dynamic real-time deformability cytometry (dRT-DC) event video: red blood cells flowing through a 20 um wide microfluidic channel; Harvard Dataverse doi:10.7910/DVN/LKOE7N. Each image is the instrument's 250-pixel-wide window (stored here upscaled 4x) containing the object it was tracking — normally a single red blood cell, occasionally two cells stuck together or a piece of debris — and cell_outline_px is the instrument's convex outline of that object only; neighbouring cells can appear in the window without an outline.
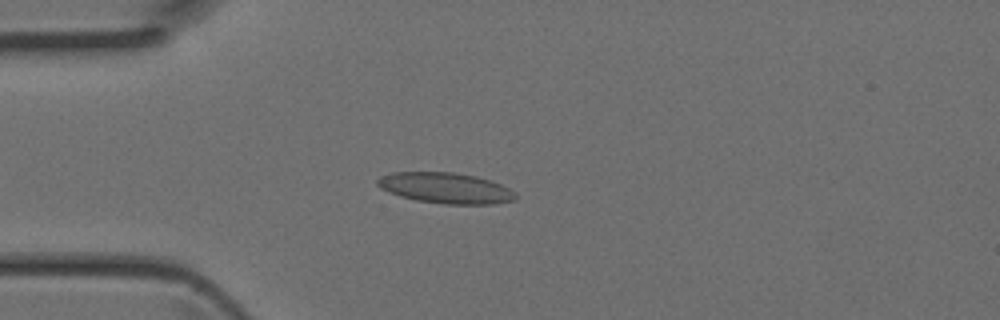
{"species": "Egyptian fruit bat (a non-hibernating species)", "species_latin": "Rousettus aegyptiacus", "temperature_condition": "room temperature", "stored_images_in_passage": 31, "camera_frame_rate_fps": 3000, "um_per_image_px": 0.085, "animal": {"sex": "female"}, "frame": {"image": 1, "passage_image": 2, "time_ms": 0.333, "image_size_px": [1000, 320], "cell_outline_px": [[516, 200], [496, 204], [444, 204], [416, 200], [400, 196], [388, 192], [380, 188], [376, 184], [376, 180], [380, 176], [392, 172], [452, 172], [476, 176], [500, 184], [516, 192]], "centroid_in_image_um": [37.86, 15.98], "position_along_channel_um": 47.1, "area_um2": 24.85}}
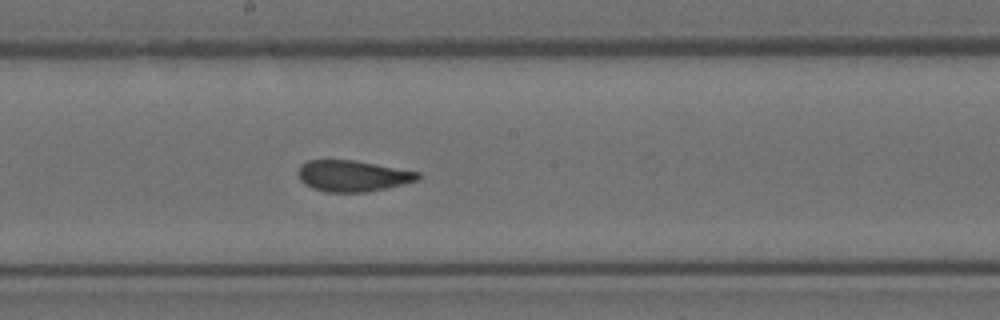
{"frame": {"image": 2, "passage_image": 14, "time_ms": 4.333, "image_size_px": [1000, 320], "cell_outline_px": [[420, 180], [384, 188], [364, 192], [324, 192], [312, 188], [304, 184], [300, 180], [296, 172], [300, 164], [308, 160], [356, 160], [420, 172]], "centroid_in_image_um": [29.94, 14.94], "position_along_channel_um": 218.3, "area_um2": 21.91}}
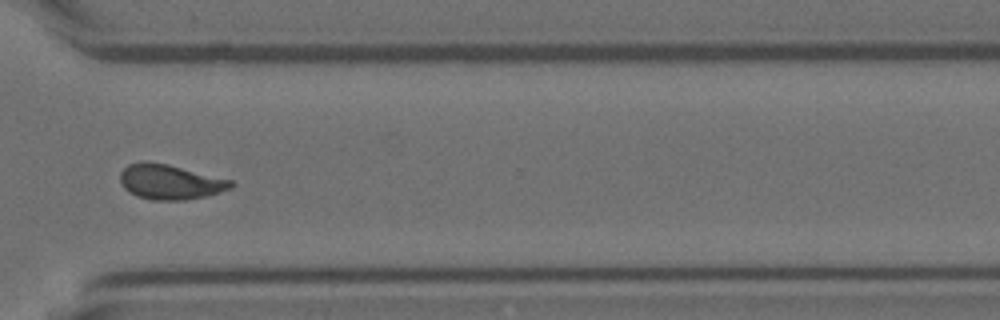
{"frame": {"image": 3, "passage_image": 23, "time_ms": 7.333, "image_size_px": [1000, 320], "cell_outline_px": [[236, 184], [232, 188], [220, 192], [204, 196], [184, 200], [156, 200], [136, 196], [128, 192], [120, 184], [120, 172], [128, 164], [144, 160], [168, 164], [232, 180]], "centroid_in_image_um": [14.44, 15.45], "position_along_channel_um": 356.2, "area_um2": 22.72}}